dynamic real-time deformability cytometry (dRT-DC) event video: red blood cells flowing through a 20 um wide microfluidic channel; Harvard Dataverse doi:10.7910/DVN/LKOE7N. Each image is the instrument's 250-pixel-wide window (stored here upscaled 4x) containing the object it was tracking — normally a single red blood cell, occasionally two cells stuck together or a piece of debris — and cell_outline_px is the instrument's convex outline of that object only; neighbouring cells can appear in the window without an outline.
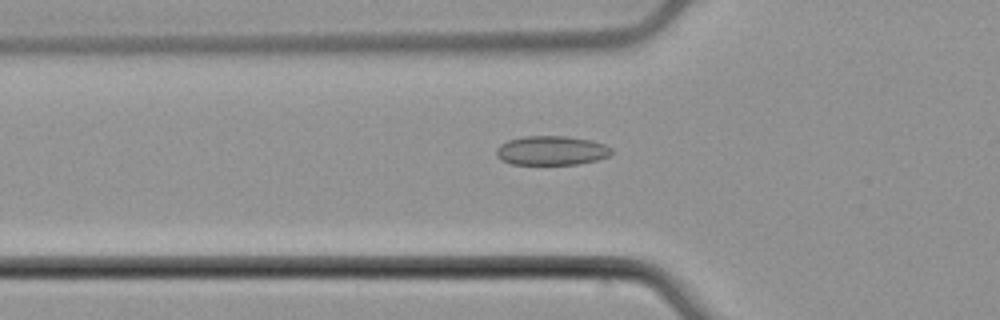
{"species": "common noctule bat (a hibernating species)", "species_latin": "Nyctalus noctula", "temperature_condition": "cold", "stored_images_in_passage": 46, "camera_frame_rate_fps": 3000, "um_per_image_px": 0.085, "animal": {"sex": "male", "body_mass_g": 21.5, "forearm_length_mm": 52.0}, "frame": {"image": 1, "passage_image": 16, "time_ms": 5.0, "image_size_px": [1000, 320], "cell_outline_px": [[612, 152], [608, 156], [596, 160], [576, 164], [512, 164], [500, 160], [496, 156], [496, 148], [500, 144], [508, 140], [524, 136], [568, 136], [592, 140], [604, 144], [612, 148]], "centroid_in_image_um": [46.85, 12.79], "position_along_channel_um": 78.9, "area_um2": 19.71}}
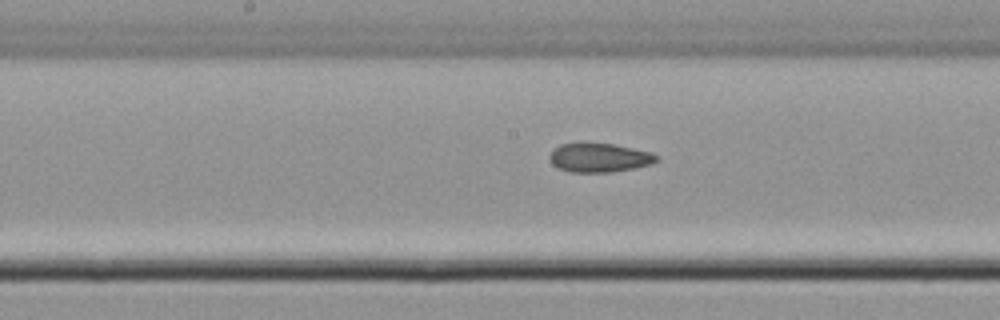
{"frame": {"image": 2, "passage_image": 25, "time_ms": 8.0, "image_size_px": [1000, 320], "cell_outline_px": [[660, 160], [652, 164], [636, 168], [612, 172], [568, 172], [552, 164], [548, 156], [552, 148], [560, 144], [580, 140], [616, 144], [652, 152], [660, 156]], "centroid_in_image_um": [50.93, 13.36], "position_along_channel_um": 197.3, "area_um2": 19.07}}
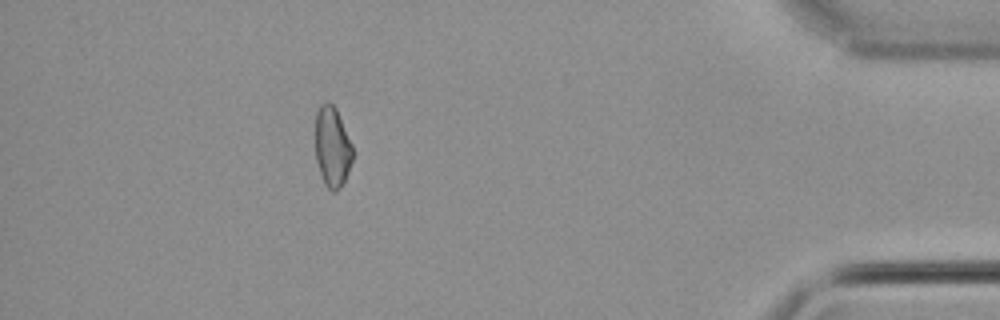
{"frame": {"image": 3, "passage_image": 45, "time_ms": 14.667, "image_size_px": [1000, 320], "cell_outline_px": [[352, 160], [348, 172], [340, 188], [336, 192], [332, 192], [324, 184], [316, 160], [316, 112], [320, 104], [324, 100], [328, 100], [336, 108], [352, 144]], "centroid_in_image_um": [28.23, 12.46], "position_along_channel_um": 407.0, "area_um2": 17.51}}